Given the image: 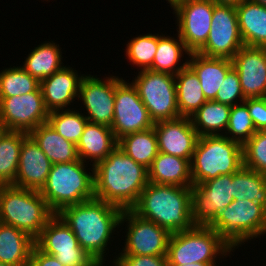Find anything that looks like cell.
<instances>
[{
  "mask_svg": "<svg viewBox=\"0 0 266 266\" xmlns=\"http://www.w3.org/2000/svg\"><path fill=\"white\" fill-rule=\"evenodd\" d=\"M95 198L130 210L148 185V169L116 147L94 166Z\"/></svg>",
  "mask_w": 266,
  "mask_h": 266,
  "instance_id": "6da1fadb",
  "label": "cell"
},
{
  "mask_svg": "<svg viewBox=\"0 0 266 266\" xmlns=\"http://www.w3.org/2000/svg\"><path fill=\"white\" fill-rule=\"evenodd\" d=\"M122 209L93 198L64 207L58 215L71 228L79 245L100 265L111 235L119 226Z\"/></svg>",
  "mask_w": 266,
  "mask_h": 266,
  "instance_id": "7a4b0ae2",
  "label": "cell"
},
{
  "mask_svg": "<svg viewBox=\"0 0 266 266\" xmlns=\"http://www.w3.org/2000/svg\"><path fill=\"white\" fill-rule=\"evenodd\" d=\"M130 210L171 234L190 230L195 225L192 218V187L149 182Z\"/></svg>",
  "mask_w": 266,
  "mask_h": 266,
  "instance_id": "3957f363",
  "label": "cell"
},
{
  "mask_svg": "<svg viewBox=\"0 0 266 266\" xmlns=\"http://www.w3.org/2000/svg\"><path fill=\"white\" fill-rule=\"evenodd\" d=\"M81 159L53 164L40 193L49 208L58 214L64 207L95 198L94 167L87 172Z\"/></svg>",
  "mask_w": 266,
  "mask_h": 266,
  "instance_id": "277c9868",
  "label": "cell"
},
{
  "mask_svg": "<svg viewBox=\"0 0 266 266\" xmlns=\"http://www.w3.org/2000/svg\"><path fill=\"white\" fill-rule=\"evenodd\" d=\"M54 215L40 191L0 185L1 223L23 230L36 239Z\"/></svg>",
  "mask_w": 266,
  "mask_h": 266,
  "instance_id": "5b68a950",
  "label": "cell"
},
{
  "mask_svg": "<svg viewBox=\"0 0 266 266\" xmlns=\"http://www.w3.org/2000/svg\"><path fill=\"white\" fill-rule=\"evenodd\" d=\"M190 165L193 185L233 174L243 166V146L225 134L200 136Z\"/></svg>",
  "mask_w": 266,
  "mask_h": 266,
  "instance_id": "8992f818",
  "label": "cell"
},
{
  "mask_svg": "<svg viewBox=\"0 0 266 266\" xmlns=\"http://www.w3.org/2000/svg\"><path fill=\"white\" fill-rule=\"evenodd\" d=\"M234 249L210 226L194 225L190 230L172 233L168 242V265L216 263L217 255Z\"/></svg>",
  "mask_w": 266,
  "mask_h": 266,
  "instance_id": "52a82bcc",
  "label": "cell"
},
{
  "mask_svg": "<svg viewBox=\"0 0 266 266\" xmlns=\"http://www.w3.org/2000/svg\"><path fill=\"white\" fill-rule=\"evenodd\" d=\"M209 226L235 249L266 234V207L250 200H233Z\"/></svg>",
  "mask_w": 266,
  "mask_h": 266,
  "instance_id": "ba28073f",
  "label": "cell"
},
{
  "mask_svg": "<svg viewBox=\"0 0 266 266\" xmlns=\"http://www.w3.org/2000/svg\"><path fill=\"white\" fill-rule=\"evenodd\" d=\"M132 84L154 123L180 117L175 75L150 69L141 70Z\"/></svg>",
  "mask_w": 266,
  "mask_h": 266,
  "instance_id": "9c48e42d",
  "label": "cell"
},
{
  "mask_svg": "<svg viewBox=\"0 0 266 266\" xmlns=\"http://www.w3.org/2000/svg\"><path fill=\"white\" fill-rule=\"evenodd\" d=\"M35 245L64 266H100L78 243L71 228L55 214L35 239Z\"/></svg>",
  "mask_w": 266,
  "mask_h": 266,
  "instance_id": "30bf717a",
  "label": "cell"
},
{
  "mask_svg": "<svg viewBox=\"0 0 266 266\" xmlns=\"http://www.w3.org/2000/svg\"><path fill=\"white\" fill-rule=\"evenodd\" d=\"M154 127L148 110L136 88L123 78L115 76L114 117L111 129L118 140L124 135Z\"/></svg>",
  "mask_w": 266,
  "mask_h": 266,
  "instance_id": "8fae6325",
  "label": "cell"
},
{
  "mask_svg": "<svg viewBox=\"0 0 266 266\" xmlns=\"http://www.w3.org/2000/svg\"><path fill=\"white\" fill-rule=\"evenodd\" d=\"M128 221V222H127ZM127 223L125 247L119 255L167 256L171 233L131 210H123L119 227Z\"/></svg>",
  "mask_w": 266,
  "mask_h": 266,
  "instance_id": "7c38bea8",
  "label": "cell"
},
{
  "mask_svg": "<svg viewBox=\"0 0 266 266\" xmlns=\"http://www.w3.org/2000/svg\"><path fill=\"white\" fill-rule=\"evenodd\" d=\"M243 45L236 8L215 3L211 30L198 53L207 57L232 59Z\"/></svg>",
  "mask_w": 266,
  "mask_h": 266,
  "instance_id": "4fadbf2b",
  "label": "cell"
},
{
  "mask_svg": "<svg viewBox=\"0 0 266 266\" xmlns=\"http://www.w3.org/2000/svg\"><path fill=\"white\" fill-rule=\"evenodd\" d=\"M214 5L212 0H183L172 7L177 17L178 35L190 53L198 52L205 45Z\"/></svg>",
  "mask_w": 266,
  "mask_h": 266,
  "instance_id": "5bb4252c",
  "label": "cell"
},
{
  "mask_svg": "<svg viewBox=\"0 0 266 266\" xmlns=\"http://www.w3.org/2000/svg\"><path fill=\"white\" fill-rule=\"evenodd\" d=\"M48 117L41 88L25 95L0 97V121L8 131L29 134L47 123Z\"/></svg>",
  "mask_w": 266,
  "mask_h": 266,
  "instance_id": "9a60e30c",
  "label": "cell"
},
{
  "mask_svg": "<svg viewBox=\"0 0 266 266\" xmlns=\"http://www.w3.org/2000/svg\"><path fill=\"white\" fill-rule=\"evenodd\" d=\"M232 174L192 186V218L195 225L209 226L232 203Z\"/></svg>",
  "mask_w": 266,
  "mask_h": 266,
  "instance_id": "2e32d148",
  "label": "cell"
},
{
  "mask_svg": "<svg viewBox=\"0 0 266 266\" xmlns=\"http://www.w3.org/2000/svg\"><path fill=\"white\" fill-rule=\"evenodd\" d=\"M79 100L87 111L89 122L111 127L114 117L115 76L102 80L96 76L83 75L79 85Z\"/></svg>",
  "mask_w": 266,
  "mask_h": 266,
  "instance_id": "e0dca14e",
  "label": "cell"
},
{
  "mask_svg": "<svg viewBox=\"0 0 266 266\" xmlns=\"http://www.w3.org/2000/svg\"><path fill=\"white\" fill-rule=\"evenodd\" d=\"M231 61L245 99L266 97V48L243 45Z\"/></svg>",
  "mask_w": 266,
  "mask_h": 266,
  "instance_id": "ac0fdd59",
  "label": "cell"
},
{
  "mask_svg": "<svg viewBox=\"0 0 266 266\" xmlns=\"http://www.w3.org/2000/svg\"><path fill=\"white\" fill-rule=\"evenodd\" d=\"M153 128L159 152L191 160L199 136L190 118L160 121Z\"/></svg>",
  "mask_w": 266,
  "mask_h": 266,
  "instance_id": "d6986e66",
  "label": "cell"
},
{
  "mask_svg": "<svg viewBox=\"0 0 266 266\" xmlns=\"http://www.w3.org/2000/svg\"><path fill=\"white\" fill-rule=\"evenodd\" d=\"M52 165V162L28 134L23 139L20 149L19 166L12 185L19 188L41 191L47 181Z\"/></svg>",
  "mask_w": 266,
  "mask_h": 266,
  "instance_id": "ffe728a7",
  "label": "cell"
},
{
  "mask_svg": "<svg viewBox=\"0 0 266 266\" xmlns=\"http://www.w3.org/2000/svg\"><path fill=\"white\" fill-rule=\"evenodd\" d=\"M71 67L63 66L51 76L40 81L46 109L64 110L79 96V85L84 74L78 75Z\"/></svg>",
  "mask_w": 266,
  "mask_h": 266,
  "instance_id": "44dd1931",
  "label": "cell"
},
{
  "mask_svg": "<svg viewBox=\"0 0 266 266\" xmlns=\"http://www.w3.org/2000/svg\"><path fill=\"white\" fill-rule=\"evenodd\" d=\"M76 147L79 159H89L94 166L118 147V140L111 127L88 121Z\"/></svg>",
  "mask_w": 266,
  "mask_h": 266,
  "instance_id": "7402d4cb",
  "label": "cell"
},
{
  "mask_svg": "<svg viewBox=\"0 0 266 266\" xmlns=\"http://www.w3.org/2000/svg\"><path fill=\"white\" fill-rule=\"evenodd\" d=\"M188 66L198 76L206 100L216 98L227 72L233 67L231 59L207 57L198 52L189 55Z\"/></svg>",
  "mask_w": 266,
  "mask_h": 266,
  "instance_id": "603a6c76",
  "label": "cell"
},
{
  "mask_svg": "<svg viewBox=\"0 0 266 266\" xmlns=\"http://www.w3.org/2000/svg\"><path fill=\"white\" fill-rule=\"evenodd\" d=\"M191 160L158 152L148 169V180L154 184L192 187Z\"/></svg>",
  "mask_w": 266,
  "mask_h": 266,
  "instance_id": "cb8c5ba5",
  "label": "cell"
},
{
  "mask_svg": "<svg viewBox=\"0 0 266 266\" xmlns=\"http://www.w3.org/2000/svg\"><path fill=\"white\" fill-rule=\"evenodd\" d=\"M235 8L244 45L266 48V7L244 0Z\"/></svg>",
  "mask_w": 266,
  "mask_h": 266,
  "instance_id": "d4e9b609",
  "label": "cell"
},
{
  "mask_svg": "<svg viewBox=\"0 0 266 266\" xmlns=\"http://www.w3.org/2000/svg\"><path fill=\"white\" fill-rule=\"evenodd\" d=\"M35 239L23 230L0 224V262L9 265L29 266Z\"/></svg>",
  "mask_w": 266,
  "mask_h": 266,
  "instance_id": "484cf974",
  "label": "cell"
},
{
  "mask_svg": "<svg viewBox=\"0 0 266 266\" xmlns=\"http://www.w3.org/2000/svg\"><path fill=\"white\" fill-rule=\"evenodd\" d=\"M29 135L52 164L68 163L79 159L76 145L64 139L48 123L37 126Z\"/></svg>",
  "mask_w": 266,
  "mask_h": 266,
  "instance_id": "4316f807",
  "label": "cell"
},
{
  "mask_svg": "<svg viewBox=\"0 0 266 266\" xmlns=\"http://www.w3.org/2000/svg\"><path fill=\"white\" fill-rule=\"evenodd\" d=\"M175 83L180 117L190 118L207 101L198 76L187 66L175 75Z\"/></svg>",
  "mask_w": 266,
  "mask_h": 266,
  "instance_id": "83f0119b",
  "label": "cell"
},
{
  "mask_svg": "<svg viewBox=\"0 0 266 266\" xmlns=\"http://www.w3.org/2000/svg\"><path fill=\"white\" fill-rule=\"evenodd\" d=\"M231 106L214 100H207L190 117L198 136L223 135L229 123ZM222 132V133H219Z\"/></svg>",
  "mask_w": 266,
  "mask_h": 266,
  "instance_id": "f1b7e54d",
  "label": "cell"
},
{
  "mask_svg": "<svg viewBox=\"0 0 266 266\" xmlns=\"http://www.w3.org/2000/svg\"><path fill=\"white\" fill-rule=\"evenodd\" d=\"M118 148L138 164L149 169L158 154L154 128L124 135L118 139Z\"/></svg>",
  "mask_w": 266,
  "mask_h": 266,
  "instance_id": "f546056e",
  "label": "cell"
},
{
  "mask_svg": "<svg viewBox=\"0 0 266 266\" xmlns=\"http://www.w3.org/2000/svg\"><path fill=\"white\" fill-rule=\"evenodd\" d=\"M177 37L178 39H175L170 36L163 34L161 36L158 34L157 52L154 56L153 64L149 68L150 70L176 75L188 66V59L182 65L179 64L181 63L183 52H186L184 54L188 56L191 53L186 48L180 36L177 35Z\"/></svg>",
  "mask_w": 266,
  "mask_h": 266,
  "instance_id": "4dcf8cb0",
  "label": "cell"
},
{
  "mask_svg": "<svg viewBox=\"0 0 266 266\" xmlns=\"http://www.w3.org/2000/svg\"><path fill=\"white\" fill-rule=\"evenodd\" d=\"M61 53L59 44L53 41L41 43L29 53L22 68L41 81L63 67Z\"/></svg>",
  "mask_w": 266,
  "mask_h": 266,
  "instance_id": "1f68e13d",
  "label": "cell"
},
{
  "mask_svg": "<svg viewBox=\"0 0 266 266\" xmlns=\"http://www.w3.org/2000/svg\"><path fill=\"white\" fill-rule=\"evenodd\" d=\"M231 185L234 200H250L266 207V174L242 166L232 174Z\"/></svg>",
  "mask_w": 266,
  "mask_h": 266,
  "instance_id": "d6a6232c",
  "label": "cell"
},
{
  "mask_svg": "<svg viewBox=\"0 0 266 266\" xmlns=\"http://www.w3.org/2000/svg\"><path fill=\"white\" fill-rule=\"evenodd\" d=\"M24 132L7 131L0 139V185H12L15 181Z\"/></svg>",
  "mask_w": 266,
  "mask_h": 266,
  "instance_id": "836d02e7",
  "label": "cell"
},
{
  "mask_svg": "<svg viewBox=\"0 0 266 266\" xmlns=\"http://www.w3.org/2000/svg\"><path fill=\"white\" fill-rule=\"evenodd\" d=\"M88 120L83 113L68 109L49 112L47 123L64 139L78 144Z\"/></svg>",
  "mask_w": 266,
  "mask_h": 266,
  "instance_id": "e575fe53",
  "label": "cell"
},
{
  "mask_svg": "<svg viewBox=\"0 0 266 266\" xmlns=\"http://www.w3.org/2000/svg\"><path fill=\"white\" fill-rule=\"evenodd\" d=\"M40 88V81L21 66L5 68L0 72V97L25 95Z\"/></svg>",
  "mask_w": 266,
  "mask_h": 266,
  "instance_id": "d590c367",
  "label": "cell"
},
{
  "mask_svg": "<svg viewBox=\"0 0 266 266\" xmlns=\"http://www.w3.org/2000/svg\"><path fill=\"white\" fill-rule=\"evenodd\" d=\"M158 34L139 35L128 42L126 56L133 65L141 70H148L157 52Z\"/></svg>",
  "mask_w": 266,
  "mask_h": 266,
  "instance_id": "8d00e7d4",
  "label": "cell"
},
{
  "mask_svg": "<svg viewBox=\"0 0 266 266\" xmlns=\"http://www.w3.org/2000/svg\"><path fill=\"white\" fill-rule=\"evenodd\" d=\"M255 132L256 129L247 106L244 103L231 106L229 123L224 132L227 133L225 136L243 146Z\"/></svg>",
  "mask_w": 266,
  "mask_h": 266,
  "instance_id": "74e56055",
  "label": "cell"
},
{
  "mask_svg": "<svg viewBox=\"0 0 266 266\" xmlns=\"http://www.w3.org/2000/svg\"><path fill=\"white\" fill-rule=\"evenodd\" d=\"M243 166L266 174V131H256L243 145Z\"/></svg>",
  "mask_w": 266,
  "mask_h": 266,
  "instance_id": "f35d334b",
  "label": "cell"
},
{
  "mask_svg": "<svg viewBox=\"0 0 266 266\" xmlns=\"http://www.w3.org/2000/svg\"><path fill=\"white\" fill-rule=\"evenodd\" d=\"M239 100H238V99ZM237 71L232 67L226 74L214 101L234 106L245 101Z\"/></svg>",
  "mask_w": 266,
  "mask_h": 266,
  "instance_id": "ab89813d",
  "label": "cell"
},
{
  "mask_svg": "<svg viewBox=\"0 0 266 266\" xmlns=\"http://www.w3.org/2000/svg\"><path fill=\"white\" fill-rule=\"evenodd\" d=\"M115 266H168L167 256L119 255Z\"/></svg>",
  "mask_w": 266,
  "mask_h": 266,
  "instance_id": "60d3db41",
  "label": "cell"
},
{
  "mask_svg": "<svg viewBox=\"0 0 266 266\" xmlns=\"http://www.w3.org/2000/svg\"><path fill=\"white\" fill-rule=\"evenodd\" d=\"M243 103L248 108L256 131H266V97L247 98Z\"/></svg>",
  "mask_w": 266,
  "mask_h": 266,
  "instance_id": "b9f144b4",
  "label": "cell"
},
{
  "mask_svg": "<svg viewBox=\"0 0 266 266\" xmlns=\"http://www.w3.org/2000/svg\"><path fill=\"white\" fill-rule=\"evenodd\" d=\"M29 266H64L54 256L41 251L36 245L33 246Z\"/></svg>",
  "mask_w": 266,
  "mask_h": 266,
  "instance_id": "7bdbcfd3",
  "label": "cell"
},
{
  "mask_svg": "<svg viewBox=\"0 0 266 266\" xmlns=\"http://www.w3.org/2000/svg\"><path fill=\"white\" fill-rule=\"evenodd\" d=\"M216 4H222V5H230L237 7L239 4H241L244 0H212Z\"/></svg>",
  "mask_w": 266,
  "mask_h": 266,
  "instance_id": "ee69618b",
  "label": "cell"
},
{
  "mask_svg": "<svg viewBox=\"0 0 266 266\" xmlns=\"http://www.w3.org/2000/svg\"><path fill=\"white\" fill-rule=\"evenodd\" d=\"M216 263H194L186 265H168V266H216Z\"/></svg>",
  "mask_w": 266,
  "mask_h": 266,
  "instance_id": "f6af8a7d",
  "label": "cell"
},
{
  "mask_svg": "<svg viewBox=\"0 0 266 266\" xmlns=\"http://www.w3.org/2000/svg\"><path fill=\"white\" fill-rule=\"evenodd\" d=\"M8 130L5 128V126L3 125V123L0 121V139L2 138V136L7 132Z\"/></svg>",
  "mask_w": 266,
  "mask_h": 266,
  "instance_id": "bcb514c9",
  "label": "cell"
},
{
  "mask_svg": "<svg viewBox=\"0 0 266 266\" xmlns=\"http://www.w3.org/2000/svg\"><path fill=\"white\" fill-rule=\"evenodd\" d=\"M168 1V3H170L171 5V8L176 5L177 3H179L180 1H183V0H166Z\"/></svg>",
  "mask_w": 266,
  "mask_h": 266,
  "instance_id": "7dc6e473",
  "label": "cell"
},
{
  "mask_svg": "<svg viewBox=\"0 0 266 266\" xmlns=\"http://www.w3.org/2000/svg\"><path fill=\"white\" fill-rule=\"evenodd\" d=\"M253 2L259 3L260 5H263L266 7V0H252Z\"/></svg>",
  "mask_w": 266,
  "mask_h": 266,
  "instance_id": "c3c4849f",
  "label": "cell"
},
{
  "mask_svg": "<svg viewBox=\"0 0 266 266\" xmlns=\"http://www.w3.org/2000/svg\"><path fill=\"white\" fill-rule=\"evenodd\" d=\"M0 266H17V265H9V264H4V263L0 262Z\"/></svg>",
  "mask_w": 266,
  "mask_h": 266,
  "instance_id": "681fc988",
  "label": "cell"
}]
</instances>
